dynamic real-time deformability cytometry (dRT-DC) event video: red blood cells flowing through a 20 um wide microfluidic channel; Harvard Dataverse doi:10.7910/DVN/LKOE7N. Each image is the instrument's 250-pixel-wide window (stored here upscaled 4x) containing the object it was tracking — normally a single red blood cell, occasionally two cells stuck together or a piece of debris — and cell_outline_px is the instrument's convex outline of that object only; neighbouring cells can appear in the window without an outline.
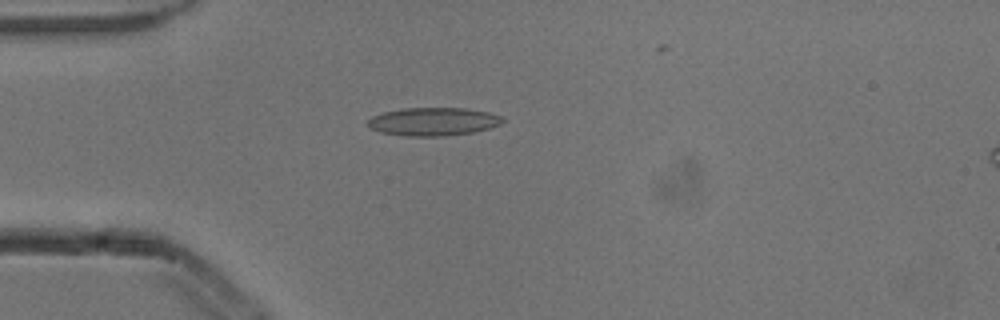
{"species": "common noctule bat (a hibernating species)", "species_latin": "Nyctalus noctula", "temperature_condition": "cold", "stored_images_in_passage": 5, "camera_frame_rate_fps": 3000, "um_per_image_px": 0.085, "animal": {"sex": "male", "body_mass_g": 13.3}, "frame": {"image": 1, "passage_image": 2, "time_ms": 0.333, "image_size_px": [1000, 320], "cell_outline_px": [[504, 120], [500, 124], [488, 128], [472, 132], [444, 136], [404, 136], [380, 132], [368, 128], [368, 120], [372, 116], [384, 112], [404, 108], [464, 108], [488, 112], [500, 116]], "centroid_in_image_um": [36.78, 10.34], "position_along_channel_um": 48.2, "area_um2": 22.02}}
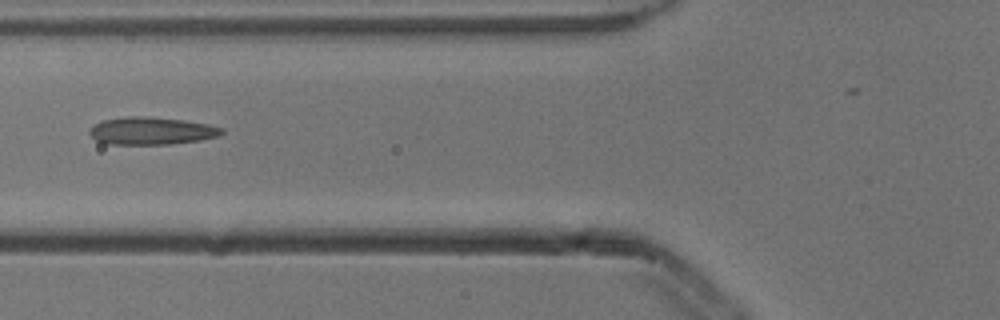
{"frame": {"image": 2, "passage_image": 4, "time_ms": 1.0, "image_size_px": [1000, 320], "cell_outline_px": [[224, 132], [220, 136], [200, 140], [168, 144], [108, 144], [96, 140], [88, 132], [96, 124], [104, 120], [128, 116], [148, 116], [184, 120], [208, 124], [224, 128]], "centroid_in_image_um": [12.92, 11.12], "position_along_channel_um": 112.9, "area_um2": 21.15}}